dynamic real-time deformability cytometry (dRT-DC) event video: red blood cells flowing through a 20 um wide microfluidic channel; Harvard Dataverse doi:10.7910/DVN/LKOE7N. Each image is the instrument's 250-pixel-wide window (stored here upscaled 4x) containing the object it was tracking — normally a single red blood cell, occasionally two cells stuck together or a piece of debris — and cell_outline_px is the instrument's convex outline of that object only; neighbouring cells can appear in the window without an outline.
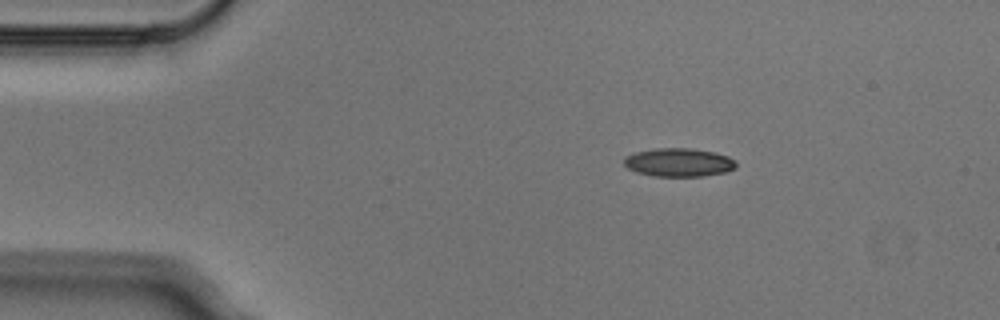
{"species": "Egyptian fruit bat (a non-hibernating species)", "species_latin": "Rousettus aegyptiacus", "temperature_condition": "cold", "stored_images_in_passage": 5, "camera_frame_rate_fps": 3000, "um_per_image_px": 0.085, "animal": {"sex": "male"}, "frame": {"image": 1, "passage_image": 2, "time_ms": 0.333, "image_size_px": [1000, 320], "cell_outline_px": [[736, 168], [724, 172], [704, 176], [652, 176], [636, 172], [628, 168], [624, 164], [624, 156], [636, 152], [656, 148], [692, 148], [716, 152], [728, 156], [736, 160]], "centroid_in_image_um": [57.71, 13.8], "position_along_channel_um": 27.3, "area_um2": 18.73}}
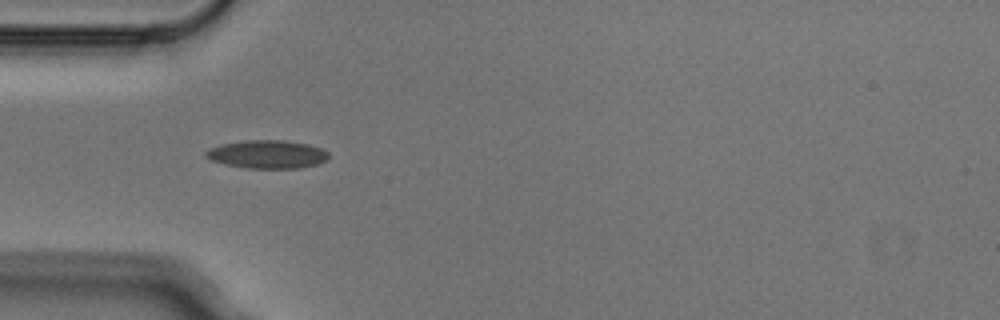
{"frame": {"image": 2, "passage_image": 4, "time_ms": 1.0, "image_size_px": [1000, 320], "cell_outline_px": [[328, 160], [320, 164], [300, 168], [248, 168], [224, 164], [212, 160], [204, 156], [204, 152], [208, 148], [220, 144], [244, 140], [284, 140], [308, 144], [320, 148], [328, 152]], "centroid_in_image_um": [22.71, 13.11], "position_along_channel_um": 62.3, "area_um2": 20.4}}
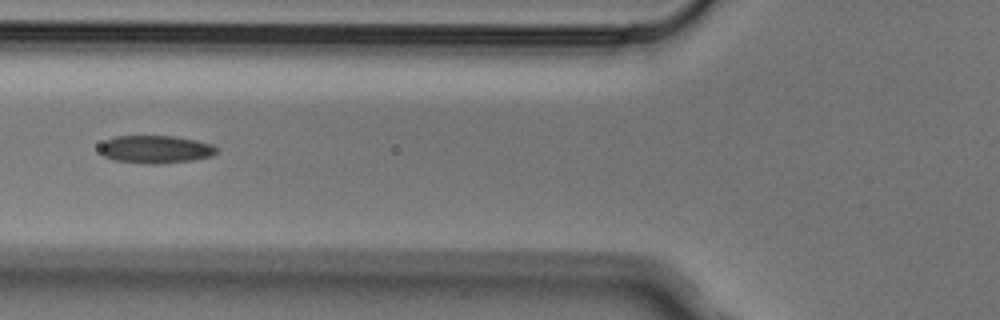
{"frame": {"image": 3, "passage_image": 5, "time_ms": 1.333, "image_size_px": [1000, 320], "cell_outline_px": [[216, 152], [212, 156], [192, 160], [156, 164], [148, 164], [112, 160], [104, 156], [100, 152], [100, 144], [104, 140], [116, 136], [172, 136], [196, 140], [212, 144], [216, 148]], "centroid_in_image_um": [13.18, 12.69], "position_along_channel_um": 112.6, "area_um2": 18.96}}